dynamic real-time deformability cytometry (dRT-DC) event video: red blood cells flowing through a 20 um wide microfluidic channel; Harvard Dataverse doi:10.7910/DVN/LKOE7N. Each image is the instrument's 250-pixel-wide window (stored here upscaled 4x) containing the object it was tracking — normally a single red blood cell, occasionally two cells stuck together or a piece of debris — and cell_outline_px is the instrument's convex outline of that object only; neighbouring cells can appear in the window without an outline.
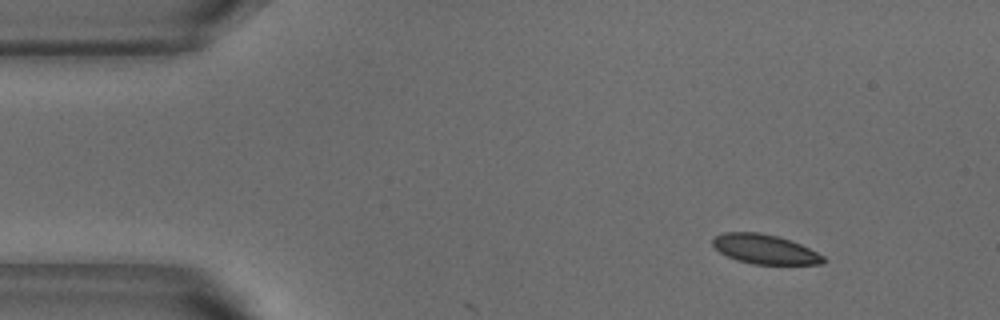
{"species": "common noctule bat (a hibernating species)", "species_latin": "Nyctalus noctula", "temperature_condition": "warm", "stored_images_in_passage": 4, "camera_frame_rate_fps": 3000, "um_per_image_px": 0.085, "animal": {"sex": "male", "body_mass_g": 18.8}, "frame": {"image": 1, "passage_image": 1, "time_ms": 0.0, "image_size_px": [1000, 320], "cell_outline_px": [[824, 260], [820, 264], [752, 264], [736, 260], [720, 252], [712, 244], [712, 240], [716, 236], [724, 232], [756, 232], [776, 236], [800, 244], [824, 256]], "centroid_in_image_um": [64.97, 21.18], "position_along_channel_um": 20.0, "area_um2": 18.67}}